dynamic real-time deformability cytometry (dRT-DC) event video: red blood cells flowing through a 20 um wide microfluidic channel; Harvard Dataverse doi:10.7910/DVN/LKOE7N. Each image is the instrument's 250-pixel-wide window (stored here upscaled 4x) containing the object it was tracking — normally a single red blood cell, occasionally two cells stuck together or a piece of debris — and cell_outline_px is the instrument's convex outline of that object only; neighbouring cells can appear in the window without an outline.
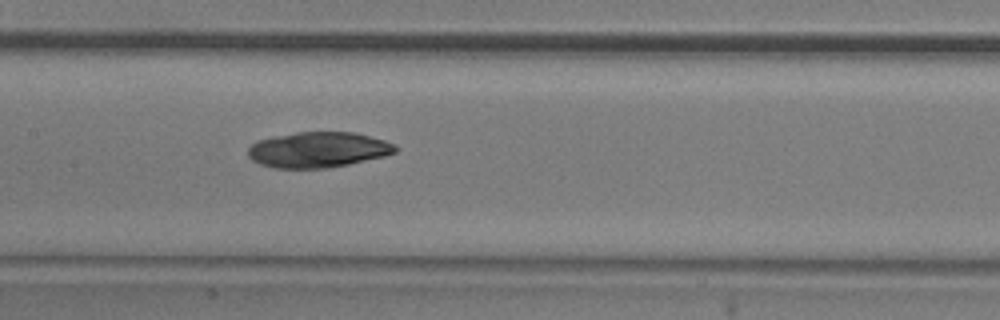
{"species": "common noctule bat (a hibernating species)", "species_latin": "Nyctalus noctula", "temperature_condition": "room temperature", "stored_images_in_passage": 7, "camera_frame_rate_fps": 3000, "um_per_image_px": 0.085, "animal": {"sex": "male", "body_mass_g": 20.5, "forearm_length_mm": 52.5}, "frame": {"image": 1, "passage_image": 7, "time_ms": 2.0, "image_size_px": [1000, 320], "cell_outline_px": [[396, 152], [384, 156], [348, 164], [328, 168], [272, 168], [260, 164], [252, 160], [248, 156], [248, 148], [256, 140], [272, 136], [296, 132], [356, 132], [384, 140], [392, 144], [396, 148]], "centroid_in_image_um": [26.99, 12.72], "position_along_channel_um": 180.4, "area_um2": 30.58}}